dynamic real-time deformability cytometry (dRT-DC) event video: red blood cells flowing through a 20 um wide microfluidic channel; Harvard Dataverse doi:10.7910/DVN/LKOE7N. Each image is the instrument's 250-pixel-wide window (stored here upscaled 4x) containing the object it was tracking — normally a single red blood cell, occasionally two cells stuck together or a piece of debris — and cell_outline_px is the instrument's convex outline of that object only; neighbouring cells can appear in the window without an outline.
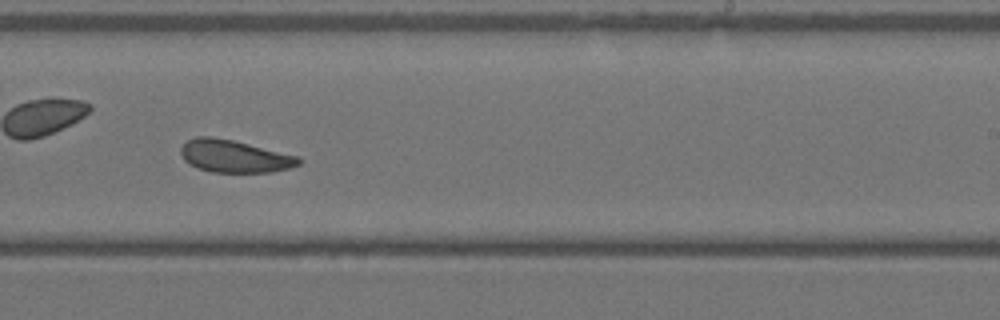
{"species": "Egyptian fruit bat (a non-hibernating species)", "species_latin": "Rousettus aegyptiacus", "temperature_condition": "warm", "stored_images_in_passage": 35, "camera_frame_rate_fps": 3000, "um_per_image_px": 0.085, "animal": {"sex": "female"}, "frame": {"image": 1, "passage_image": 20, "time_ms": 6.333, "image_size_px": [1000, 320], "cell_outline_px": [[300, 164], [288, 168], [272, 172], [212, 172], [196, 168], [184, 160], [180, 152], [180, 148], [188, 140], [196, 136], [212, 136], [232, 140], [300, 156]], "centroid_in_image_um": [19.91, 13.28], "position_along_channel_um": 269.1, "area_um2": 22.31}}
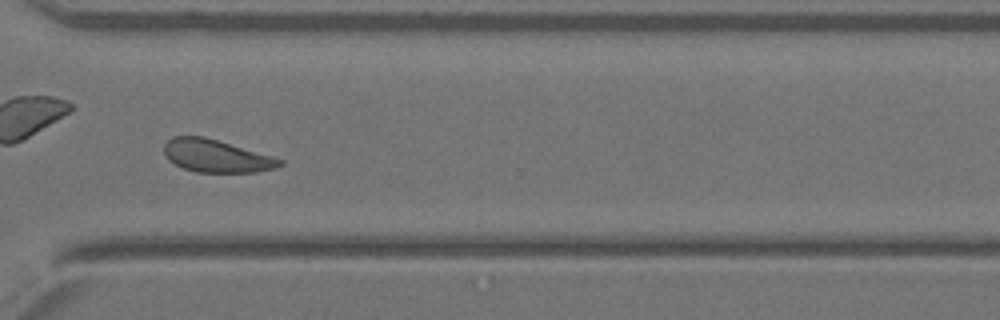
{"frame": {"image": 2, "passage_image": 25, "time_ms": 8.0, "image_size_px": [1000, 320], "cell_outline_px": [[284, 164], [276, 168], [256, 172], [196, 172], [184, 168], [168, 160], [164, 152], [164, 144], [172, 136], [204, 136], [272, 156], [284, 160]], "centroid_in_image_um": [18.39, 13.25], "position_along_channel_um": 352.2, "area_um2": 21.96}}